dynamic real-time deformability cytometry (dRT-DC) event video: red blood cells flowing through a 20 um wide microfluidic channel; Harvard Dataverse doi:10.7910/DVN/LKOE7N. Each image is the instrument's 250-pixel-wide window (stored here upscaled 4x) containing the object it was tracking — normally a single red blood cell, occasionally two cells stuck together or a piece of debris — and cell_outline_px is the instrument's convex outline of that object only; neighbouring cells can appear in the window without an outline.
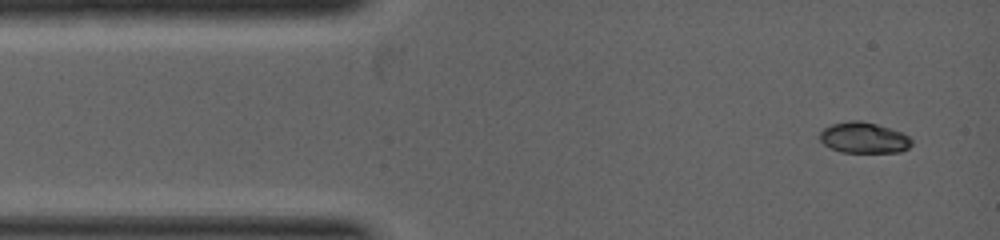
{"species": "common noctule bat (a hibernating species)", "species_latin": "Nyctalus noctula", "temperature_condition": "warm", "stored_images_in_passage": 34, "camera_frame_rate_fps": 5000, "um_per_image_px": 0.085, "animal": {"sex": "female", "body_mass_g": 19.0, "forearm_length_mm": 53.3}, "frame": {"image": 1, "passage_image": 1, "time_ms": 0.0, "image_size_px": [1000, 240], "cell_outline_px": [[912, 144], [908, 148], [900, 152], [840, 152], [824, 144], [820, 140], [820, 132], [824, 128], [832, 124], [852, 120], [860, 120], [876, 124], [900, 132], [908, 136], [912, 140]], "centroid_in_image_um": [73.42, 11.71], "position_along_channel_um": 11.6, "area_um2": 16.36}}
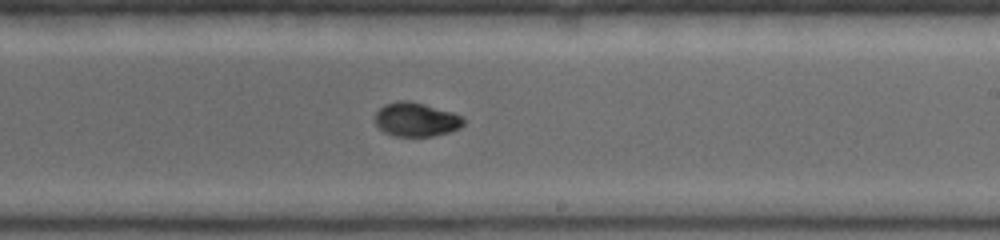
{"frame": {"image": 2, "passage_image": 20, "time_ms": 4.0, "image_size_px": [1000, 240], "cell_outline_px": [[464, 124], [460, 128], [448, 132], [432, 136], [396, 136], [384, 132], [376, 124], [376, 112], [384, 104], [400, 100], [404, 100], [424, 104], [452, 112], [460, 116], [464, 120]], "centroid_in_image_um": [35.36, 10.16], "position_along_channel_um": 253.6, "area_um2": 17.28}}
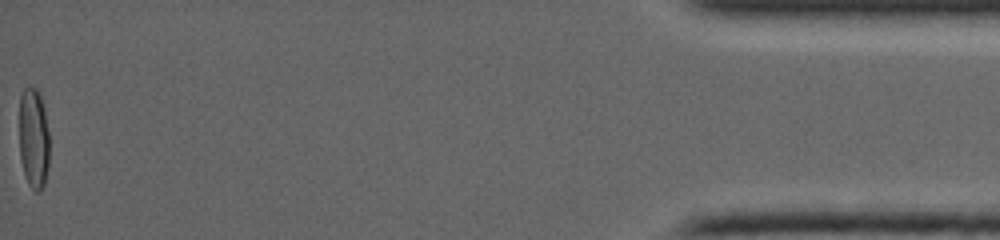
{"frame": {"image": 3, "passage_image": 34, "time_ms": 7.8, "image_size_px": [1000, 240], "cell_outline_px": [[48, 168], [44, 184], [36, 192], [28, 184], [24, 176], [20, 160], [20, 92], [24, 88], [36, 88], [40, 96], [44, 108], [48, 132]], "centroid_in_image_um": [2.84, 11.77], "position_along_channel_um": 432.4, "area_um2": 17.57}}